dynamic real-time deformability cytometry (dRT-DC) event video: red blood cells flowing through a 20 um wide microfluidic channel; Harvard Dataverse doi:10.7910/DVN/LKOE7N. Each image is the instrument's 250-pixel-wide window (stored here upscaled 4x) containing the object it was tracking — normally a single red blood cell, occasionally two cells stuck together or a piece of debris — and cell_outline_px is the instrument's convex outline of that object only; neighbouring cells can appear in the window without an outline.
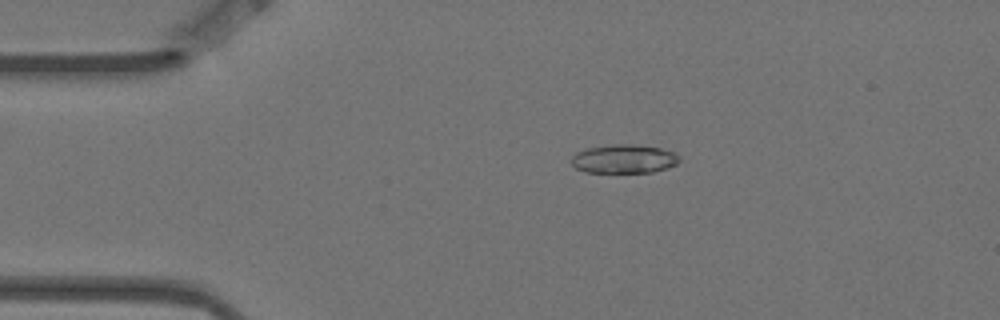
{"species": "Egyptian fruit bat (a non-hibernating species)", "species_latin": "Rousettus aegyptiacus", "temperature_condition": "warm", "stored_images_in_passage": 6, "camera_frame_rate_fps": 3000, "um_per_image_px": 0.085, "animal": {"sex": "female"}, "frame": {"image": 1, "passage_image": 4, "time_ms": 1.0, "image_size_px": [1000, 320], "cell_outline_px": [[680, 160], [676, 164], [668, 168], [652, 172], [584, 172], [576, 168], [568, 160], [576, 152], [584, 148], [612, 144], [632, 144], [660, 148], [676, 152], [680, 156]], "centroid_in_image_um": [53.02, 13.5], "position_along_channel_um": 32.0, "area_um2": 18.38}}